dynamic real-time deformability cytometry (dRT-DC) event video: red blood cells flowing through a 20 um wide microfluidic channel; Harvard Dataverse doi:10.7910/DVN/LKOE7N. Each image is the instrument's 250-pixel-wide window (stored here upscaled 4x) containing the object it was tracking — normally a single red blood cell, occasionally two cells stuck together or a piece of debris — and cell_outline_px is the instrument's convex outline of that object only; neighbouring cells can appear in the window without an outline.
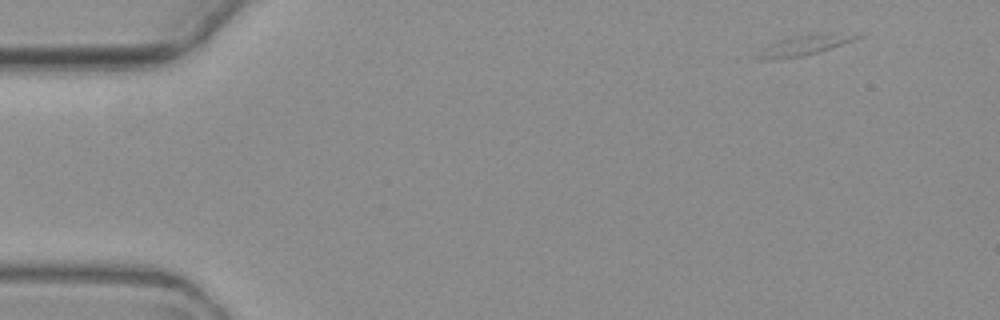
{"species": "common noctule bat (a hibernating species)", "species_latin": "Nyctalus noctula", "temperature_condition": "warm", "stored_images_in_passage": 4, "camera_frame_rate_fps": 3000, "um_per_image_px": 0.085, "animal": {"sex": "female", "body_mass_g": 19.3, "forearm_length_mm": 54.1}, "frame": {"image": 1, "passage_image": 1, "time_ms": 0.0, "image_size_px": [1000, 320], "cell_outline_px": [[860, 36], [852, 40], [804, 56], [780, 60], [764, 60], [756, 56], [768, 44], [780, 40], [800, 36]], "centroid_in_image_um": [68.04, 3.96], "position_along_channel_um": 17.0, "area_um2": 10.12}}
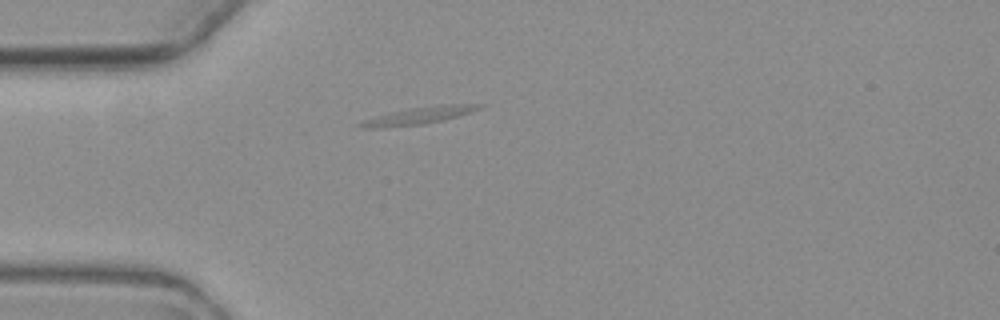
{"frame": {"image": 2, "passage_image": 4, "time_ms": 3.667, "image_size_px": [1000, 320], "cell_outline_px": [[484, 104], [480, 108], [456, 116], [424, 124], [380, 128], [364, 128], [356, 124], [364, 120], [392, 112], [412, 108], [452, 104]], "centroid_in_image_um": [35.54, 9.84], "position_along_channel_um": 49.5, "area_um2": 11.27}}